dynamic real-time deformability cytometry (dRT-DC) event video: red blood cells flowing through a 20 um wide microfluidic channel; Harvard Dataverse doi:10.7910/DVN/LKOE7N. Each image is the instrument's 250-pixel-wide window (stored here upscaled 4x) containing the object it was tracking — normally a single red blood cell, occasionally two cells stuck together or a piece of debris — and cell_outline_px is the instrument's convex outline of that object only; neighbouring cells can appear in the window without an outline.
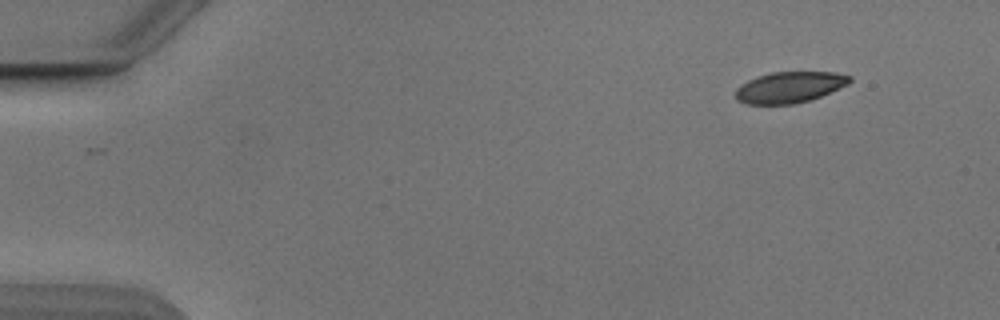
{"species": "Egyptian fruit bat (a non-hibernating species)", "species_latin": "Rousettus aegyptiacus", "temperature_condition": "cold", "stored_images_in_passage": 49, "camera_frame_rate_fps": 3000, "um_per_image_px": 0.085, "animal": {"sex": "male"}, "frame": {"image": 1, "passage_image": 1, "time_ms": 0.0, "image_size_px": [1000, 320], "cell_outline_px": [[852, 80], [848, 84], [820, 96], [808, 100], [792, 104], [744, 104], [736, 100], [736, 88], [748, 80], [756, 76], [772, 72], [836, 72], [852, 76]], "centroid_in_image_um": [67.09, 7.41], "position_along_channel_um": 17.9, "area_um2": 20.63}}
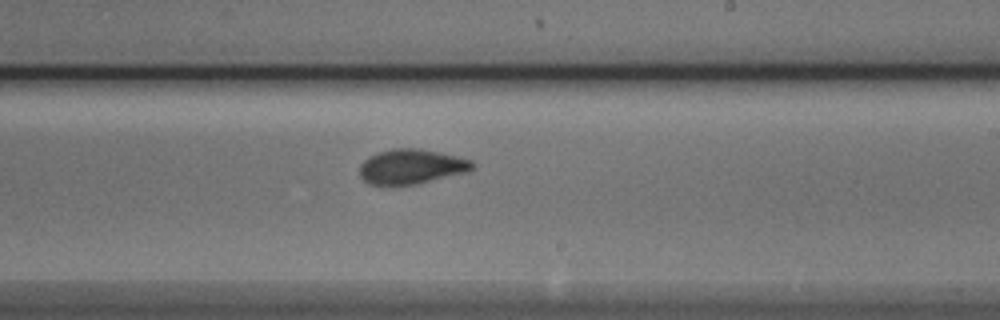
{"frame": {"image": 2, "passage_image": 28, "time_ms": 9.0, "image_size_px": [1000, 320], "cell_outline_px": [[476, 168], [468, 172], [416, 184], [368, 184], [360, 176], [360, 164], [368, 156], [376, 152], [392, 148], [420, 148], [460, 156], [472, 160], [476, 164]], "centroid_in_image_um": [35.02, 14.13], "position_along_channel_um": 254.0, "area_um2": 23.18}}
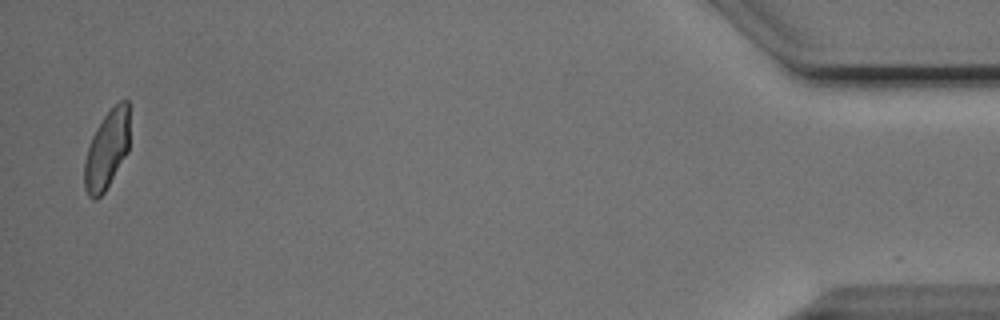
{"frame": {"image": 3, "passage_image": 48, "time_ms": 15.667, "image_size_px": [1000, 320], "cell_outline_px": [[128, 152], [104, 192], [96, 200], [92, 200], [88, 196], [84, 188], [84, 160], [92, 136], [96, 128], [104, 116], [120, 100], [128, 100]], "centroid_in_image_um": [9.06, 12.77], "position_along_channel_um": 426.1, "area_um2": 20.52}, "authors_computed_cell_mechanics": {"area_um2": 22.3686, "velocity_mm_per_s": 3.8599, "shape_relaxation_time_tau1_ms": 2.7354, "shape_relaxation_time_tau2_ms": 1.069, "deformation_change_tau1": 0.1236, "deformation_change_tau2": 0.0527}}